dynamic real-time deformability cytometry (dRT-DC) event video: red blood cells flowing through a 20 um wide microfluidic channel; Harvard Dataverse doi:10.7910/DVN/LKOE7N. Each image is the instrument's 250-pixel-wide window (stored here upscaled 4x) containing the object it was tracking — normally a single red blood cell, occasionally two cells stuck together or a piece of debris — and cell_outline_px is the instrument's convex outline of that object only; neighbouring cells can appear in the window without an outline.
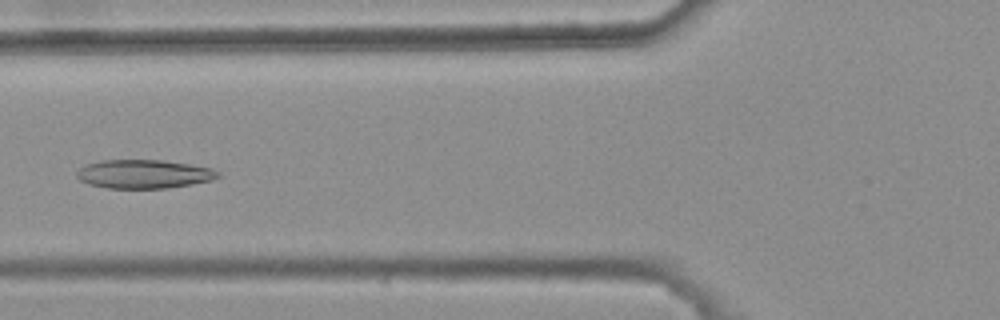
{"species": "common noctule bat (a hibernating species)", "species_latin": "Nyctalus noctula", "temperature_condition": "warm", "stored_images_in_passage": 6, "camera_frame_rate_fps": 3000, "um_per_image_px": 0.085, "animal": {"sex": "female", "body_mass_g": 25.1}, "frame": {"image": 1, "passage_image": 5, "time_ms": 1.333, "image_size_px": [1000, 320], "cell_outline_px": [[220, 176], [212, 180], [192, 184], [168, 188], [108, 188], [88, 184], [80, 180], [76, 176], [76, 172], [80, 168], [88, 164], [100, 160], [164, 160], [212, 168], [220, 172]], "centroid_in_image_um": [12.24, 14.79], "position_along_channel_um": 113.6, "area_um2": 23.64}}
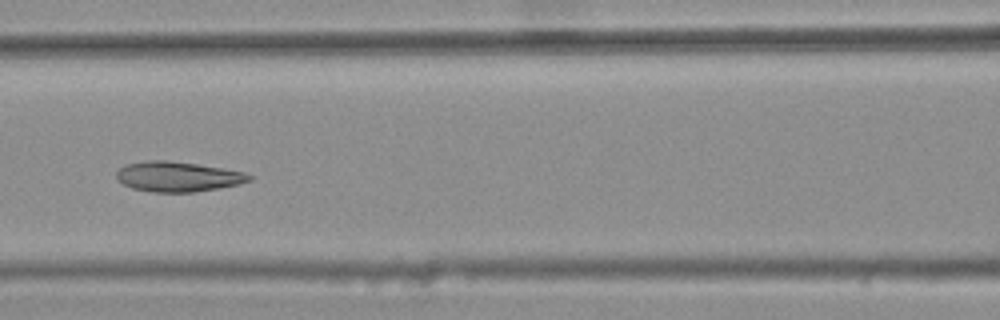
{"frame": {"image": 2, "passage_image": 6, "time_ms": 1.667, "image_size_px": [1000, 320], "cell_outline_px": [[252, 180], [240, 184], [220, 188], [196, 192], [152, 192], [132, 188], [116, 180], [116, 172], [120, 168], [128, 164], [148, 160], [168, 160], [196, 164], [244, 172], [252, 176]], "centroid_in_image_um": [15.11, 15.02], "position_along_channel_um": 151.5, "area_um2": 23.24}}